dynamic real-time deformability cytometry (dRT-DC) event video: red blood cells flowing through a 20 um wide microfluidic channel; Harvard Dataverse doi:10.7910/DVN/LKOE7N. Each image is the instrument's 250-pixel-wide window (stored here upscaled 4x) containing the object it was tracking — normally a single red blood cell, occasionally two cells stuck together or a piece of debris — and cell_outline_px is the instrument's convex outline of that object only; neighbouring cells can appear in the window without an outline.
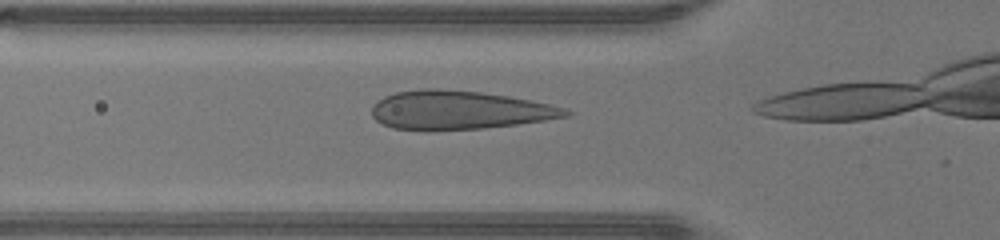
{"species": "human", "species_latin": "Homo sapiens", "temperature_condition": "warm", "stored_images_in_passage": 6, "camera_frame_rate_fps": 3000, "um_per_image_px": 0.085, "donor": {"sex": "male"}, "frame": {"image": 1, "passage_image": 3, "time_ms": 0.667, "image_size_px": [1000, 240], "cell_outline_px": [[572, 112], [568, 116], [544, 120], [516, 124], [484, 128], [392, 128], [376, 120], [372, 116], [372, 104], [384, 96], [396, 92], [420, 88], [436, 88], [480, 92], [508, 96], [532, 100], [564, 108]], "centroid_in_image_um": [39.01, 9.32], "position_along_channel_um": 86.8, "area_um2": 42.77}}
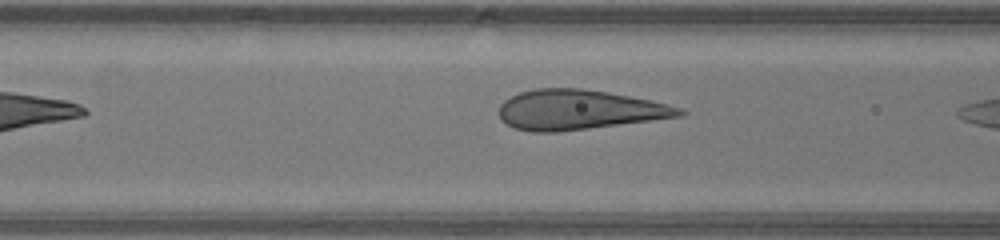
{"frame": {"image": 2, "passage_image": 5, "time_ms": 1.333, "image_size_px": [1000, 240], "cell_outline_px": [[688, 112], [680, 116], [588, 128], [556, 132], [532, 132], [516, 128], [500, 120], [500, 104], [504, 100], [520, 92], [532, 88], [580, 88], [608, 92], [668, 104], [680, 108]], "centroid_in_image_um": [49.16, 9.32], "position_along_channel_um": 117.4, "area_um2": 41.38}}